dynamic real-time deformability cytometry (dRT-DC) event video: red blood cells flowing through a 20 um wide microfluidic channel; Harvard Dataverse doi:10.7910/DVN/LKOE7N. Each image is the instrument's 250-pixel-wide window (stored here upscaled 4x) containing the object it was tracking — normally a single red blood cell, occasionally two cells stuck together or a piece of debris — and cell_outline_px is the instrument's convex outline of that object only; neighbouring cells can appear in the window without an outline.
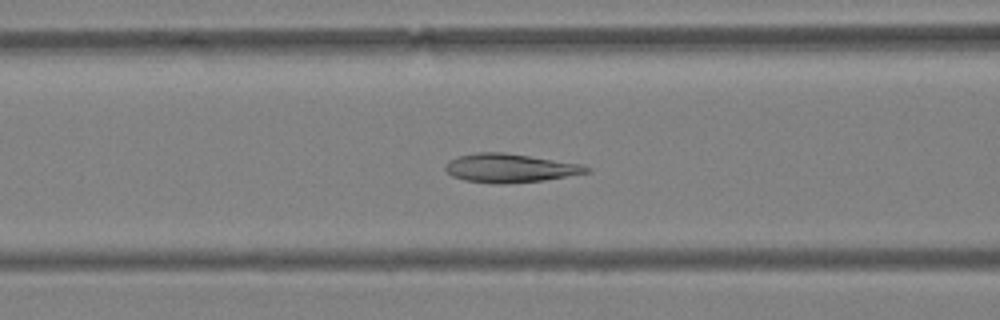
{"species": "Egyptian fruit bat (a non-hibernating species)", "species_latin": "Rousettus aegyptiacus", "temperature_condition": "warm", "stored_images_in_passage": 42, "camera_frame_rate_fps": 3000, "um_per_image_px": 0.085, "animal": {"sex": "female"}, "frame": {"image": 1, "passage_image": 13, "time_ms": 4.0, "image_size_px": [1000, 320], "cell_outline_px": [[592, 172], [544, 180], [504, 184], [496, 184], [464, 180], [452, 176], [444, 168], [444, 164], [448, 160], [460, 156], [476, 152], [504, 152], [584, 164], [592, 168]], "centroid_in_image_um": [43.38, 14.28], "position_along_channel_um": 123.2, "area_um2": 23.87}}
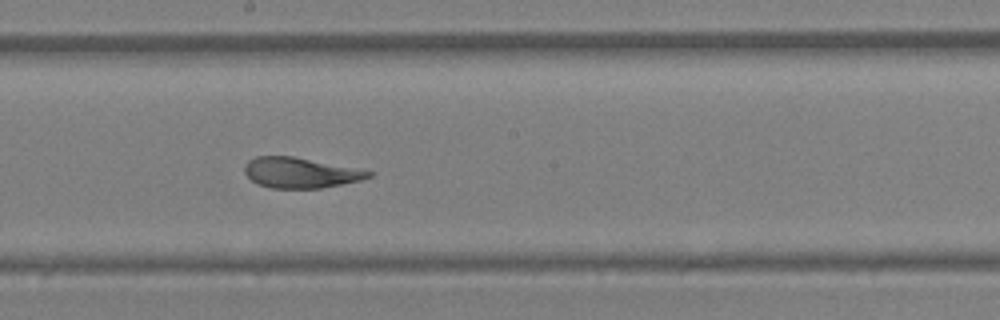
{"frame": {"image": 2, "passage_image": 21, "time_ms": 6.667, "image_size_px": [1000, 320], "cell_outline_px": [[372, 176], [360, 180], [320, 188], [272, 188], [256, 184], [244, 172], [244, 164], [248, 160], [256, 156], [292, 156], [372, 172]], "centroid_in_image_um": [25.44, 14.68], "position_along_channel_um": 222.8, "area_um2": 21.56}}
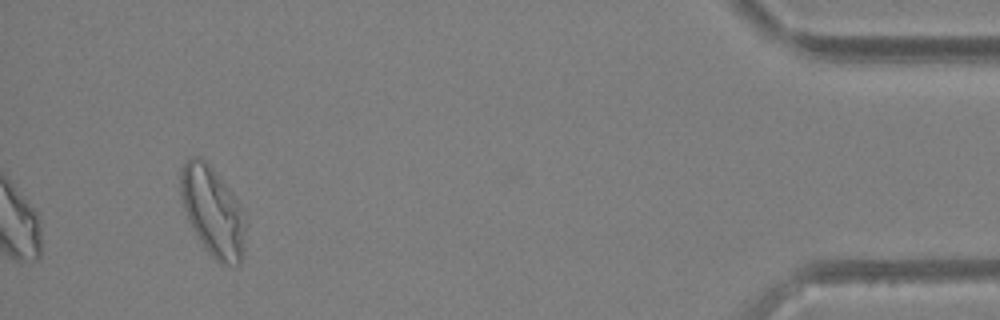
{"frame": {"image": 3, "passage_image": 42, "time_ms": 13.667, "image_size_px": [1000, 320], "cell_outline_px": [[244, 252], [240, 264], [220, 264], [204, 248], [192, 228], [188, 220], [180, 196], [180, 168], [184, 160], [192, 156], [200, 156], [212, 168], [232, 192], [240, 204], [244, 224]], "centroid_in_image_um": [18.04, 17.95], "position_along_channel_um": 417.2, "area_um2": 33.76}, "authors_computed_cell_mechanics": {"area_um2": 23.6402, "velocity_mm_per_s": 3.7367, "shape_relaxation_time_tau1_ms": 6.6882, "shape_relaxation_time_tau2_ms": 1.5082, "deformation_change_tau1": 0.1916, "deformation_change_tau2": 0.0597}}